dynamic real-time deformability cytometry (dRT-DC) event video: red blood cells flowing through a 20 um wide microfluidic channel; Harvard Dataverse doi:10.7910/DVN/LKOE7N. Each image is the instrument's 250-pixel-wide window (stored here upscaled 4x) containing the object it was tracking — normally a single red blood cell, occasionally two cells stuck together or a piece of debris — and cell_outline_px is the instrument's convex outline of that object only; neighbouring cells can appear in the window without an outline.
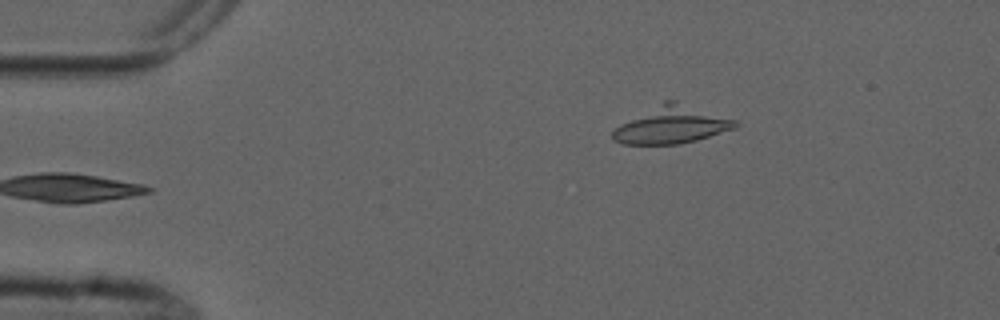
{"species": "common noctule bat (a hibernating species)", "species_latin": "Nyctalus noctula", "temperature_condition": "cold", "stored_images_in_passage": 3, "camera_frame_rate_fps": 3000, "um_per_image_px": 0.085, "animal": {"sex": "male", "forearm_length_mm": 52.5}, "frame": {"image": 1, "passage_image": 1, "time_ms": 0.0, "image_size_px": [1000, 320], "cell_outline_px": [[740, 124], [736, 128], [696, 140], [680, 144], [624, 144], [612, 140], [612, 132], [620, 124], [664, 100], [676, 100], [736, 120]], "centroid_in_image_um": [57.11, 10.62], "position_along_channel_um": 27.9, "area_um2": 26.47}}
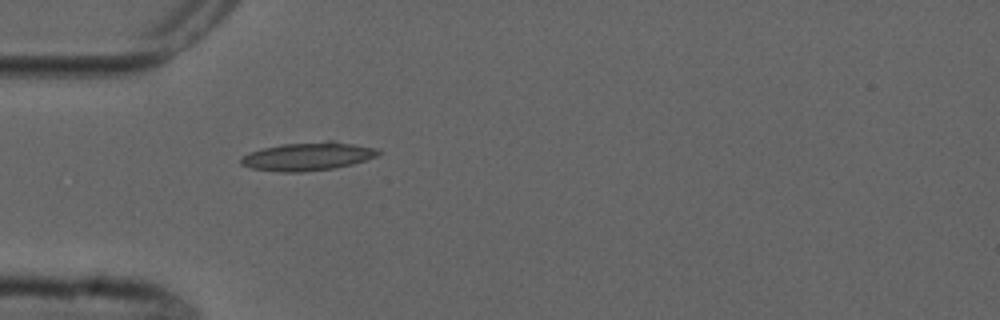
{"frame": {"image": 2, "passage_image": 3, "time_ms": 2.333, "image_size_px": [1000, 320], "cell_outline_px": [[384, 152], [376, 156], [352, 164], [332, 168], [304, 172], [284, 172], [252, 168], [240, 164], [240, 160], [248, 152], [280, 144], [328, 140], [332, 140], [376, 148]], "centroid_in_image_um": [26.18, 13.28], "position_along_channel_um": 58.8, "area_um2": 22.6}}